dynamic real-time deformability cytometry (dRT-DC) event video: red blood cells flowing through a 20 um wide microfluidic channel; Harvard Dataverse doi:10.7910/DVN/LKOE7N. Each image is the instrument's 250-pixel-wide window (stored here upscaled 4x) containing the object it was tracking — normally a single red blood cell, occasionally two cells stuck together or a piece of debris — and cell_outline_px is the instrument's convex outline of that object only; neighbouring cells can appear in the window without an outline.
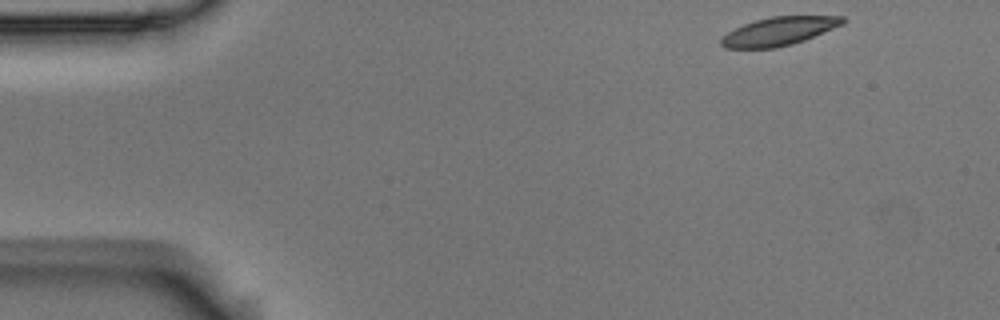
{"species": "Egyptian fruit bat (a non-hibernating species)", "species_latin": "Rousettus aegyptiacus", "temperature_condition": "room temperature", "stored_images_in_passage": 5, "camera_frame_rate_fps": 3000, "um_per_image_px": 0.085, "animal": {"sex": "male"}, "frame": {"image": 1, "passage_image": 1, "time_ms": 0.0, "image_size_px": [1000, 320], "cell_outline_px": [[848, 20], [844, 24], [804, 40], [792, 44], [776, 48], [724, 48], [720, 44], [720, 40], [728, 32], [744, 24], [756, 20], [772, 16], [844, 16]], "centroid_in_image_um": [66.24, 2.65], "position_along_channel_um": 18.8, "area_um2": 20.06}}
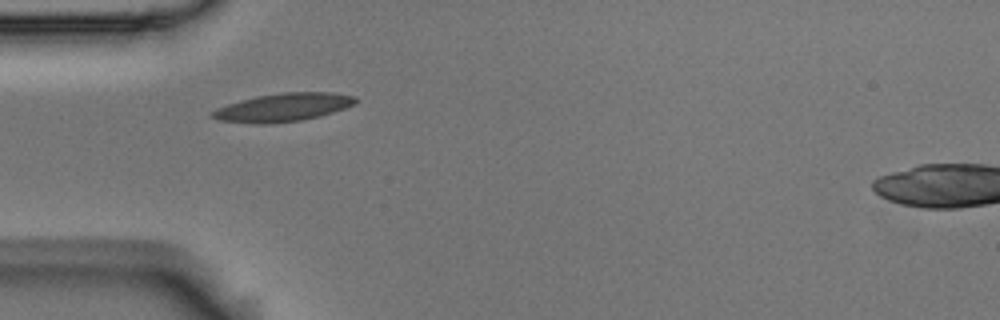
{"frame": {"image": 2, "passage_image": 4, "time_ms": 1.0, "image_size_px": [1000, 320], "cell_outline_px": [[360, 100], [356, 104], [320, 116], [300, 120], [264, 124], [256, 124], [220, 120], [212, 116], [212, 112], [216, 108], [240, 100], [256, 96], [284, 92], [332, 92], [356, 96]], "centroid_in_image_um": [24.12, 9.11], "position_along_channel_um": 60.9, "area_um2": 23.47}}
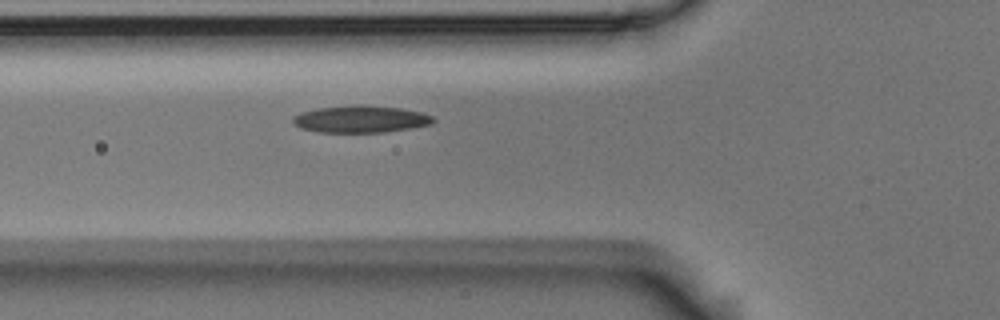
{"frame": {"image": 3, "passage_image": 5, "time_ms": 1.333, "image_size_px": [1000, 320], "cell_outline_px": [[436, 120], [432, 124], [412, 128], [384, 132], [316, 132], [300, 128], [292, 124], [292, 116], [300, 112], [316, 108], [400, 108], [420, 112], [432, 116]], "centroid_in_image_um": [30.62, 10.18], "position_along_channel_um": 95.2, "area_um2": 21.15}}